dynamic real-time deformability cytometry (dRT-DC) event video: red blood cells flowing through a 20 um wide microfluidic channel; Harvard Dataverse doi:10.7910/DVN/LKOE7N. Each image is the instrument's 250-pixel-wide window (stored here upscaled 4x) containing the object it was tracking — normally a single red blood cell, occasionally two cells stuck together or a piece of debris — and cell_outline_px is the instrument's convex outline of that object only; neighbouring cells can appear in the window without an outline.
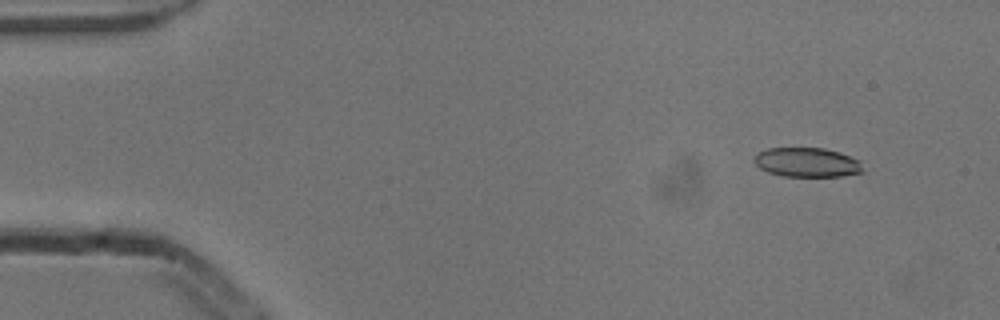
{"species": "common noctule bat (a hibernating species)", "species_latin": "Nyctalus noctula", "temperature_condition": "cold", "stored_images_in_passage": 5, "camera_frame_rate_fps": 3000, "um_per_image_px": 0.085, "animal": {"sex": "male", "body_mass_g": 13.3}, "frame": {"image": 1, "passage_image": 2, "time_ms": 0.333, "image_size_px": [1000, 320], "cell_outline_px": [[864, 172], [840, 176], [784, 176], [768, 172], [760, 168], [752, 160], [756, 152], [768, 148], [824, 148], [840, 152], [860, 160]], "centroid_in_image_um": [68.59, 13.79], "position_along_channel_um": 16.4, "area_um2": 18.73}}
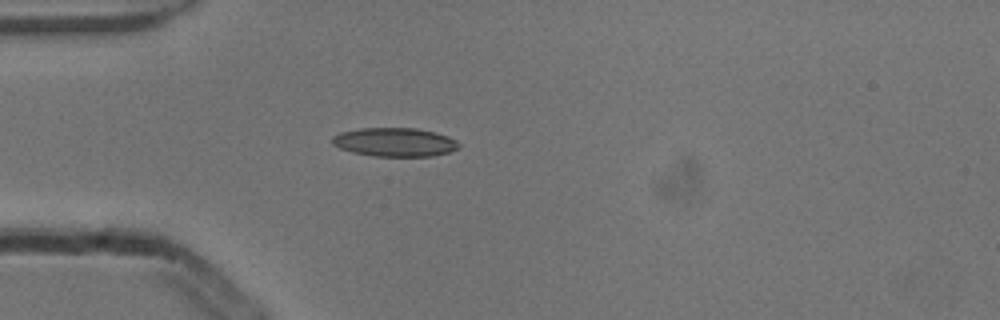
{"frame": {"image": 2, "passage_image": 5, "time_ms": 1.333, "image_size_px": [1000, 320], "cell_outline_px": [[460, 148], [448, 152], [432, 156], [372, 156], [352, 152], [340, 148], [332, 144], [332, 136], [340, 132], [360, 128], [416, 128], [436, 132], [448, 136], [456, 140], [460, 144]], "centroid_in_image_um": [33.56, 12.08], "position_along_channel_um": 51.4, "area_um2": 21.33}}